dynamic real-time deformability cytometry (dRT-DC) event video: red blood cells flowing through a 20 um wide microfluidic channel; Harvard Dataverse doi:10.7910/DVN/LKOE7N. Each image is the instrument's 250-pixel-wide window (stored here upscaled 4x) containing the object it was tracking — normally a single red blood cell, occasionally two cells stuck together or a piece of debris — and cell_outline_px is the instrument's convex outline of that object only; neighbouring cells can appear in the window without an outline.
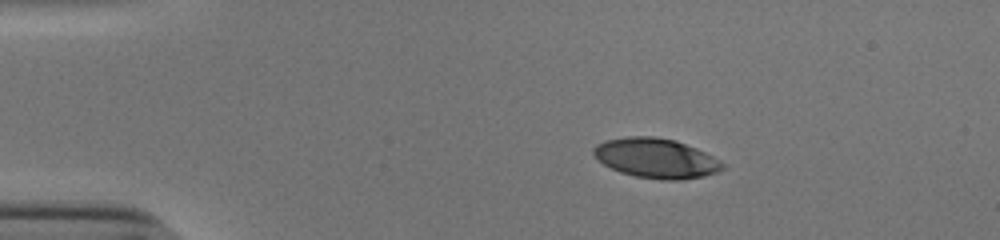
{"species": "human", "species_latin": "Homo sapiens", "temperature_condition": "cold", "stored_images_in_passage": 45, "camera_frame_rate_fps": 3000, "um_per_image_px": 0.085, "donor": {"sex": "male"}, "frame": {"image": 1, "passage_image": 1, "time_ms": 0.0, "image_size_px": [1000, 240], "cell_outline_px": [[724, 168], [716, 172], [704, 176], [680, 180], [660, 180], [636, 176], [620, 172], [604, 164], [592, 152], [592, 148], [596, 144], [604, 140], [628, 136], [652, 136], [676, 140], [696, 148], [720, 160], [724, 164]], "centroid_in_image_um": [55.76, 13.44], "position_along_channel_um": 29.2, "area_um2": 29.82}}
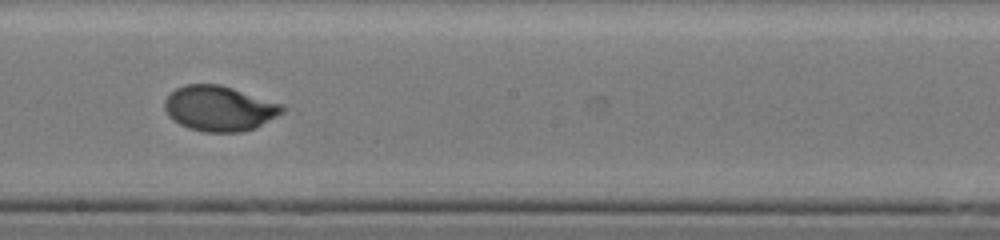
{"frame": {"image": 2, "passage_image": 22, "time_ms": 7.0, "image_size_px": [1000, 240], "cell_outline_px": [[288, 108], [284, 112], [256, 128], [240, 132], [204, 132], [188, 128], [172, 120], [168, 116], [164, 108], [164, 100], [176, 88], [184, 84], [220, 84], [284, 104]], "centroid_in_image_um": [18.66, 9.22], "position_along_channel_um": 229.5, "area_um2": 31.33}}
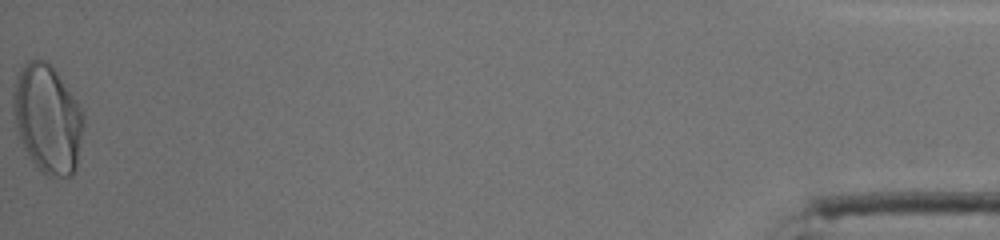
{"frame": {"image": 3, "passage_image": 45, "time_ms": 14.667, "image_size_px": [1000, 240], "cell_outline_px": [[84, 124], [76, 168], [72, 176], [48, 176], [32, 160], [24, 148], [16, 128], [12, 108], [12, 96], [16, 80], [20, 68], [24, 64], [32, 60], [44, 60], [60, 76], [76, 100], [84, 116]], "centroid_in_image_um": [4.04, 10.1], "position_along_channel_um": 431.2, "area_um2": 43.99}, "authors_computed_cell_mechanics": {"area_um2": 31.212, "velocity_mm_per_s": 3.8478, "shape_relaxation_time_tau1_ms": 3.3878, "shape_relaxation_time_tau2_ms": null, "deformation_change_tau1": 0.1797, "deformation_change_tau2": null}}